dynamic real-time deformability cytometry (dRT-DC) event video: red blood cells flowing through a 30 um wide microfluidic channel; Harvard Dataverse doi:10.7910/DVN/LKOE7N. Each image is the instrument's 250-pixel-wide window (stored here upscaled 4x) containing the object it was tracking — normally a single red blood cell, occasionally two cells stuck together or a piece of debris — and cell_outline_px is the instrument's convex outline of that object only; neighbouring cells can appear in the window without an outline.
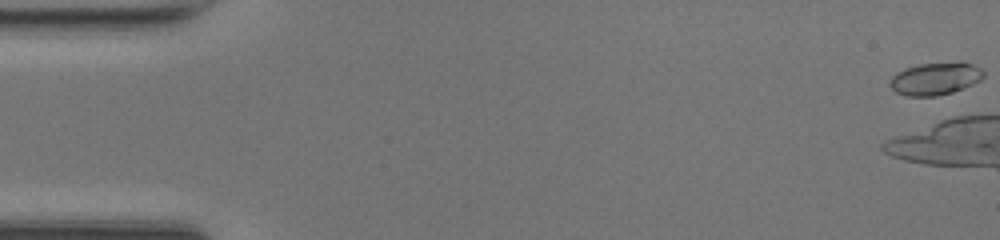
{"species": "common noctule bat (a hibernating species)", "species_latin": "Nyctalus noctula", "temperature_condition": "room temperature", "stored_images_in_passage": 7, "camera_frame_rate_fps": 3000, "um_per_image_px": 0.085, "animal": {"sex": "female", "body_mass_g": 17.0, "forearm_length_mm": 48.0}, "frame": {"image": 1, "passage_image": 1, "time_ms": 0.0, "image_size_px": [1000, 240], "cell_outline_px": [[984, 76], [980, 80], [964, 88], [952, 92], [936, 96], [908, 96], [896, 92], [888, 84], [888, 80], [896, 72], [904, 68], [920, 64], [956, 60], [960, 60], [972, 64], [980, 68], [984, 72]], "centroid_in_image_um": [79.49, 6.66], "position_along_channel_um": 5.5, "area_um2": 18.15}}